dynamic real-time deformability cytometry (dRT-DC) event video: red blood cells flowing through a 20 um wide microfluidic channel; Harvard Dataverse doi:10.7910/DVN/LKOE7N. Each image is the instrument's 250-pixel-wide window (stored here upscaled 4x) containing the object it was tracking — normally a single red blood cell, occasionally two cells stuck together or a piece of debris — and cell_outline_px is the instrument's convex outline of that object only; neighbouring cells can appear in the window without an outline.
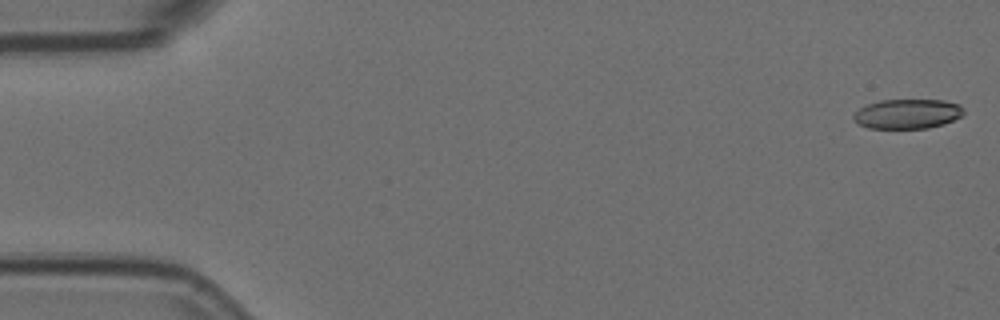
{"species": "Egyptian fruit bat (a non-hibernating species)", "species_latin": "Rousettus aegyptiacus", "temperature_condition": "room temperature", "stored_images_in_passage": 4, "camera_frame_rate_fps": 3000, "um_per_image_px": 0.085, "animal": {"sex": "female"}, "frame": {"image": 1, "passage_image": 1, "time_ms": 0.0, "image_size_px": [1000, 320], "cell_outline_px": [[964, 112], [960, 116], [944, 124], [928, 128], [868, 128], [856, 124], [852, 116], [860, 108], [868, 104], [880, 100], [944, 100], [960, 104], [964, 108]], "centroid_in_image_um": [77.13, 9.68], "position_along_channel_um": 7.9, "area_um2": 19.07}}